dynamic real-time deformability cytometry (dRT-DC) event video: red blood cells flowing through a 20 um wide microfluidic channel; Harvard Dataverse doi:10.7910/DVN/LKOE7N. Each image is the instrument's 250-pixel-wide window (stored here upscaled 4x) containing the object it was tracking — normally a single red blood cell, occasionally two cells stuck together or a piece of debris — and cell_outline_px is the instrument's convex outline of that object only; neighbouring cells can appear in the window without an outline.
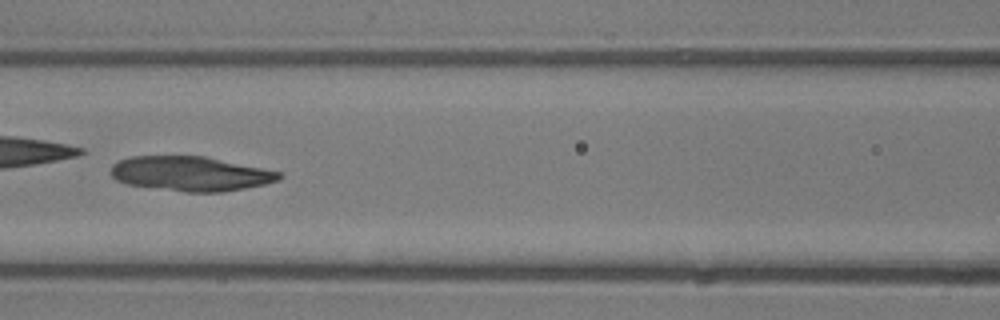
{"species": "common noctule bat (a hibernating species)", "species_latin": "Nyctalus noctula", "temperature_condition": "room temperature", "stored_images_in_passage": 47, "camera_frame_rate_fps": 3000, "um_per_image_px": 0.085, "animal": {"sex": "male", "body_mass_g": 13.3}, "frame": {"image": 1, "passage_image": 21, "time_ms": 6.667, "image_size_px": [1000, 320], "cell_outline_px": [[284, 176], [280, 180], [264, 184], [224, 192], [184, 192], [128, 184], [116, 180], [112, 176], [112, 164], [120, 160], [132, 156], [204, 156], [280, 172]], "centroid_in_image_um": [16.2, 14.77], "position_along_channel_um": 150.4, "area_um2": 33.7}}
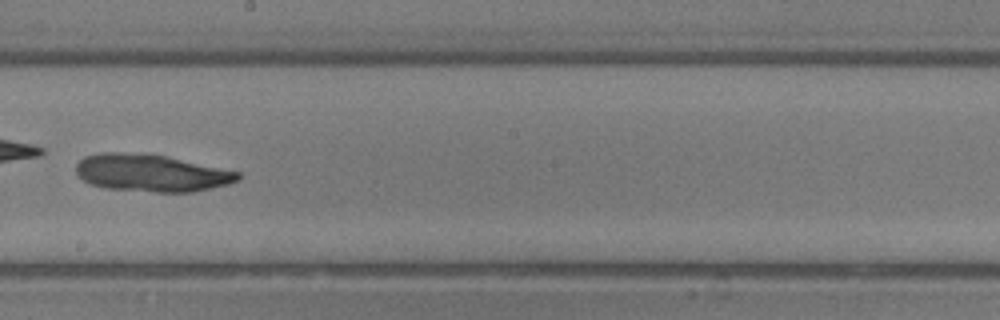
{"frame": {"image": 2, "passage_image": 27, "time_ms": 8.667, "image_size_px": [1000, 320], "cell_outline_px": [[240, 180], [228, 184], [192, 192], [156, 192], [108, 188], [92, 184], [84, 180], [76, 172], [76, 164], [84, 156], [100, 152], [116, 152], [164, 156], [240, 172]], "centroid_in_image_um": [12.85, 14.71], "position_along_channel_um": 235.3, "area_um2": 34.62}}